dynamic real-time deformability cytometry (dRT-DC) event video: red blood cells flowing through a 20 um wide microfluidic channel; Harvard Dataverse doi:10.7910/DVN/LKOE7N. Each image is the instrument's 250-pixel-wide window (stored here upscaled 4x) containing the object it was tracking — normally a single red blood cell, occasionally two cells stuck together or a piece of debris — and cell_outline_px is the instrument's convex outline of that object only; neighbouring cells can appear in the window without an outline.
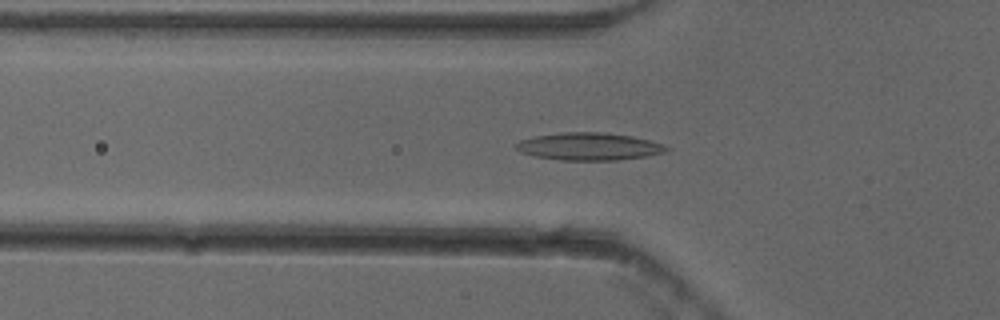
{"species": "common noctule bat (a hibernating species)", "species_latin": "Nyctalus noctula", "temperature_condition": "cold", "stored_images_in_passage": 47, "camera_frame_rate_fps": 3000, "um_per_image_px": 0.085, "animal": {"sex": "female"}, "frame": {"image": 1, "passage_image": 16, "time_ms": 5.0, "image_size_px": [1000, 320], "cell_outline_px": [[672, 148], [668, 152], [644, 156], [616, 160], [560, 160], [536, 156], [520, 152], [512, 144], [520, 140], [532, 136], [560, 132], [608, 132], [632, 136], [664, 144]], "centroid_in_image_um": [50.06, 12.44], "position_along_channel_um": 75.7, "area_um2": 24.39}}
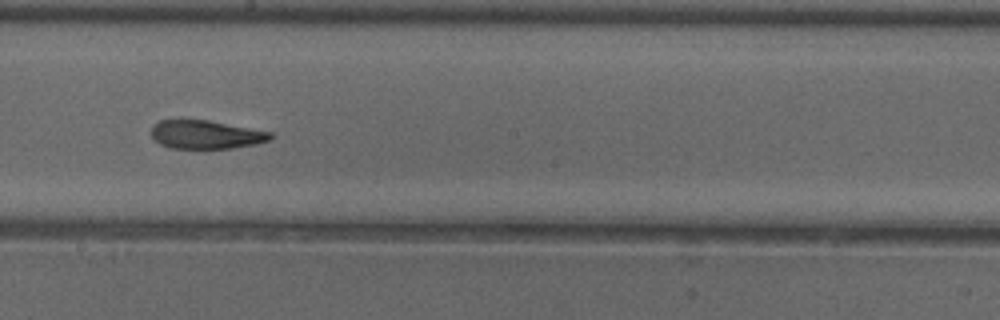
{"frame": {"image": 2, "passage_image": 28, "time_ms": 9.0, "image_size_px": [1000, 320], "cell_outline_px": [[276, 136], [272, 140], [256, 144], [232, 148], [172, 148], [160, 144], [152, 136], [152, 124], [160, 120], [208, 120], [272, 132]], "centroid_in_image_um": [17.56, 11.44], "position_along_channel_um": 230.6, "area_um2": 19.83}}
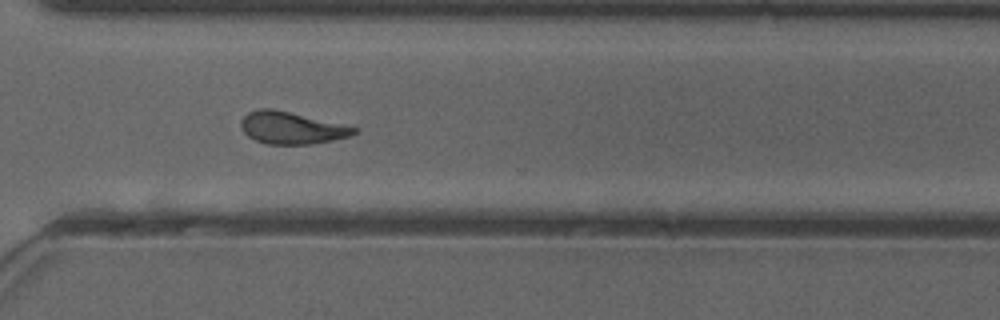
{"frame": {"image": 3, "passage_image": 37, "time_ms": 12.0, "image_size_px": [1000, 320], "cell_outline_px": [[360, 132], [348, 136], [332, 140], [312, 144], [268, 144], [256, 140], [248, 136], [244, 132], [240, 124], [240, 120], [248, 112], [260, 108], [272, 108], [344, 124], [360, 128]], "centroid_in_image_um": [24.8, 10.86], "position_along_channel_um": 345.8, "area_um2": 21.21}, "authors_computed_cell_mechanics": {"area_um2": 21.097, "velocity_mm_per_s": 3.8581, "shape_relaxation_time_tau1_ms": 6.8707, "shape_relaxation_time_tau2_ms": 2.6139, "deformation_change_tau1": 0.1925, "deformation_change_tau2": 0.1052}}